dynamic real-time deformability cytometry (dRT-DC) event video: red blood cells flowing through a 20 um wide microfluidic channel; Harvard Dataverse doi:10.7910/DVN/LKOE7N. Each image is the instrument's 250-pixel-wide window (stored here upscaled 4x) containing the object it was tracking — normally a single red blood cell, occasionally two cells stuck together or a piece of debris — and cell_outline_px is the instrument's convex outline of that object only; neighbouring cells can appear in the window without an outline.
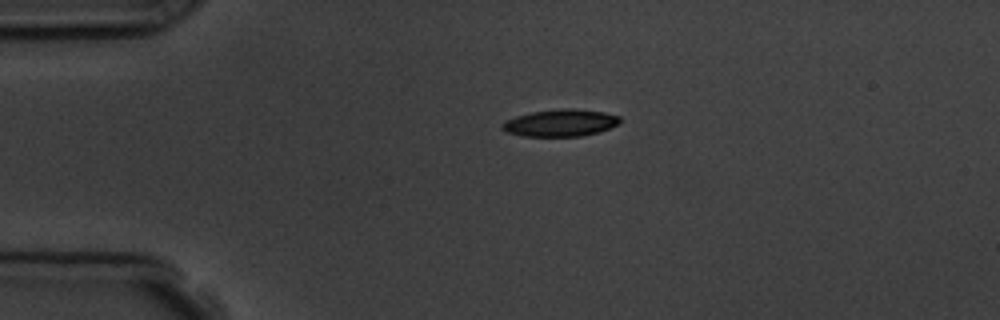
{"species": "common noctule bat (a hibernating species)", "species_latin": "Nyctalus noctula", "temperature_condition": "room temperature", "stored_images_in_passage": 2, "camera_frame_rate_fps": 3000, "um_per_image_px": 0.085, "animal": {"sex": "male", "body_mass_g": 19.5, "forearm_length_mm": 54.6}, "frame": {"image": 1, "passage_image": 1, "time_ms": 0.0, "image_size_px": [1000, 320], "cell_outline_px": [[620, 124], [596, 132], [580, 136], [524, 136], [508, 132], [500, 128], [500, 124], [504, 120], [516, 116], [532, 112], [560, 108], [576, 108], [604, 112], [620, 116]], "centroid_in_image_um": [47.62, 10.43], "position_along_channel_um": 37.4, "area_um2": 18.61}}